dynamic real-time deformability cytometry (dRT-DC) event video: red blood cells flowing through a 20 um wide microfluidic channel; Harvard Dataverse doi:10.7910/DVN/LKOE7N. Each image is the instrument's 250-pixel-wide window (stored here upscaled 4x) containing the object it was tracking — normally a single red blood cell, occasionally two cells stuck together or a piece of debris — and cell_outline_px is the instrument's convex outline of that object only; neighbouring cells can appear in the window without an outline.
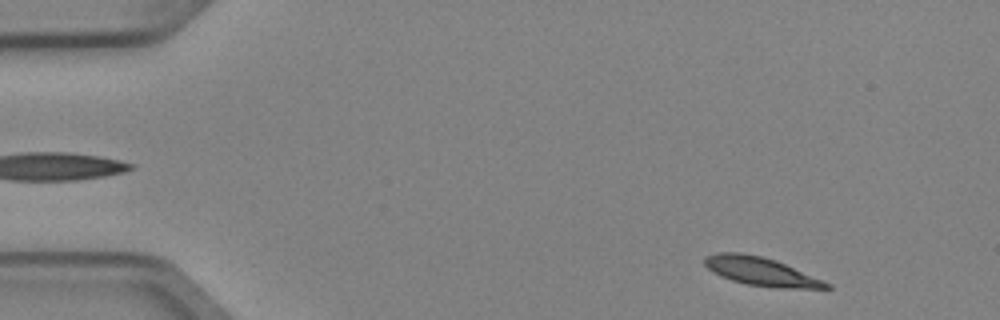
{"species": "Egyptian fruit bat (a non-hibernating species)", "species_latin": "Rousettus aegyptiacus", "temperature_condition": "cold", "stored_images_in_passage": 5, "segment_of_instrument_passage": [2, 2], "camera_frame_rate_fps": 3000, "um_per_image_px": 0.085, "animal": {"sex": "female"}, "frame": {"image": 1, "passage_image": 5, "time_ms": 1.333, "image_size_px": [1000, 320], "cell_outline_px": [[832, 288], [780, 288], [748, 284], [732, 280], [720, 276], [712, 272], [704, 264], [704, 256], [716, 252], [740, 252], [760, 256], [776, 260], [832, 284]], "centroid_in_image_um": [64.65, 23.06], "position_along_channel_um": 20.4, "area_um2": 20.06}}